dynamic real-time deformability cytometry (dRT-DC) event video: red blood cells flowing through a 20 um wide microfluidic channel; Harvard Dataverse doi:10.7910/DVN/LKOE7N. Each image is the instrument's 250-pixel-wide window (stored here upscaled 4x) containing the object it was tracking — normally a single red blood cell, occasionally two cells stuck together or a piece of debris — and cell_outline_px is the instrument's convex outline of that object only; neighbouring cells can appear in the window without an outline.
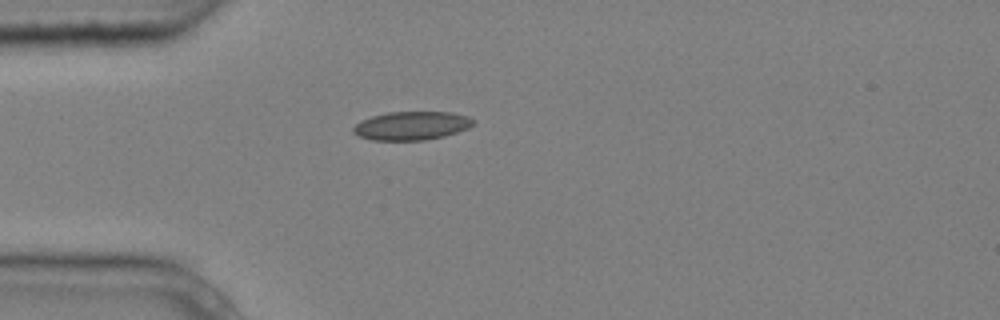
{"species": "common noctule bat (a hibernating species)", "species_latin": "Nyctalus noctula", "temperature_condition": "cold", "stored_images_in_passage": 2, "camera_frame_rate_fps": 3000, "um_per_image_px": 0.085, "animal": {"sex": "male", "body_mass_g": 20.4}, "frame": {"image": 1, "passage_image": 1, "time_ms": 0.0, "image_size_px": [1000, 320], "cell_outline_px": [[476, 120], [468, 128], [444, 136], [424, 140], [372, 140], [360, 136], [352, 132], [352, 128], [360, 120], [372, 116], [388, 112], [452, 112], [468, 116]], "centroid_in_image_um": [34.98, 10.68], "position_along_channel_um": 50.0, "area_um2": 19.94}}